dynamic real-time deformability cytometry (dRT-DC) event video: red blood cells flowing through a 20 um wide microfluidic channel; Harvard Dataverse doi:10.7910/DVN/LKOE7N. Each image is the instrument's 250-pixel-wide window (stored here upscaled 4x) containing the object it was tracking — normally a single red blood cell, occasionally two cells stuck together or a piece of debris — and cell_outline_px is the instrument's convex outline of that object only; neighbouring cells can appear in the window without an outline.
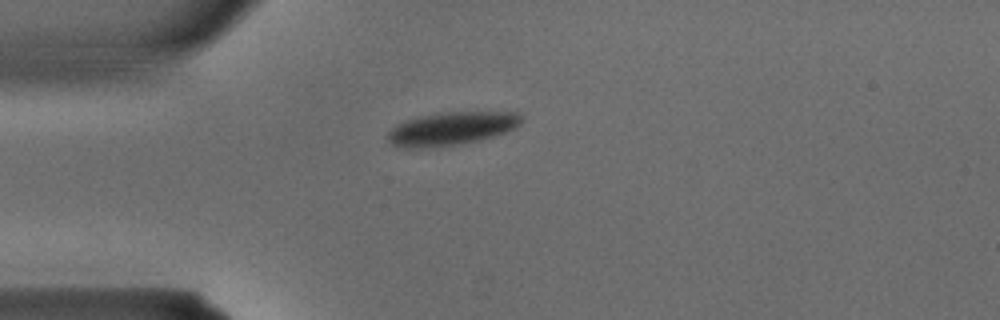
{"species": "common noctule bat (a hibernating species)", "species_latin": "Nyctalus noctula", "temperature_condition": "warm", "stored_images_in_passage": 27, "camera_frame_rate_fps": 3000, "um_per_image_px": 0.085, "animal": {"sex": "male", "body_mass_g": 15.6}, "frame": {"image": 1, "passage_image": 1, "time_ms": 0.0, "image_size_px": [1000, 320], "cell_outline_px": [[520, 124], [516, 128], [508, 132], [480, 140], [460, 144], [428, 148], [400, 148], [392, 144], [388, 140], [388, 132], [396, 124], [404, 120], [416, 116], [444, 112], [516, 112], [520, 116]], "centroid_in_image_um": [38.34, 10.93], "position_along_channel_um": 46.7, "area_um2": 26.13}}
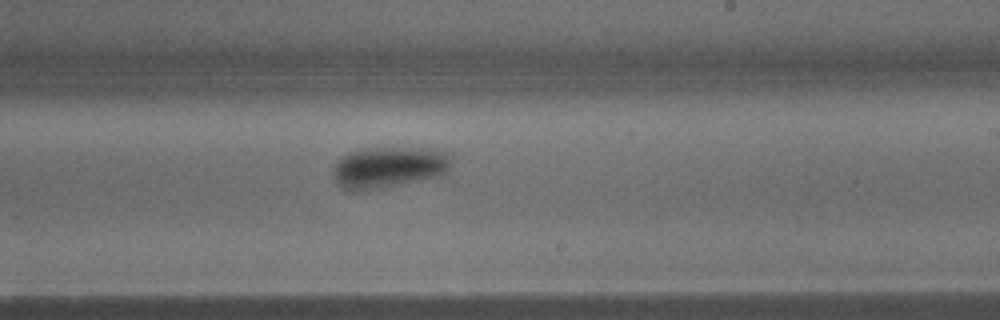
{"frame": {"image": 2, "passage_image": 13, "time_ms": 4.0, "image_size_px": [1000, 320], "cell_outline_px": [[448, 172], [440, 176], [376, 188], [344, 188], [336, 184], [336, 164], [348, 152], [368, 148], [392, 148], [448, 152]], "centroid_in_image_um": [33.05, 14.2], "position_along_channel_um": 256.0, "area_um2": 26.7}}
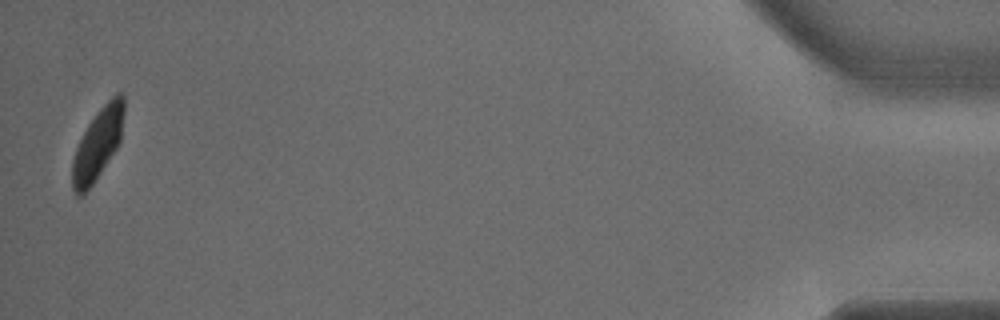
{"frame": {"image": 3, "passage_image": 27, "time_ms": 8.667, "image_size_px": [1000, 320], "cell_outline_px": [[124, 112], [120, 140], [116, 148], [84, 196], [76, 196], [72, 188], [72, 160], [76, 148], [88, 124], [96, 112], [116, 92], [124, 92]], "centroid_in_image_um": [8.3, 12.22], "position_along_channel_um": 426.9, "area_um2": 21.33}}